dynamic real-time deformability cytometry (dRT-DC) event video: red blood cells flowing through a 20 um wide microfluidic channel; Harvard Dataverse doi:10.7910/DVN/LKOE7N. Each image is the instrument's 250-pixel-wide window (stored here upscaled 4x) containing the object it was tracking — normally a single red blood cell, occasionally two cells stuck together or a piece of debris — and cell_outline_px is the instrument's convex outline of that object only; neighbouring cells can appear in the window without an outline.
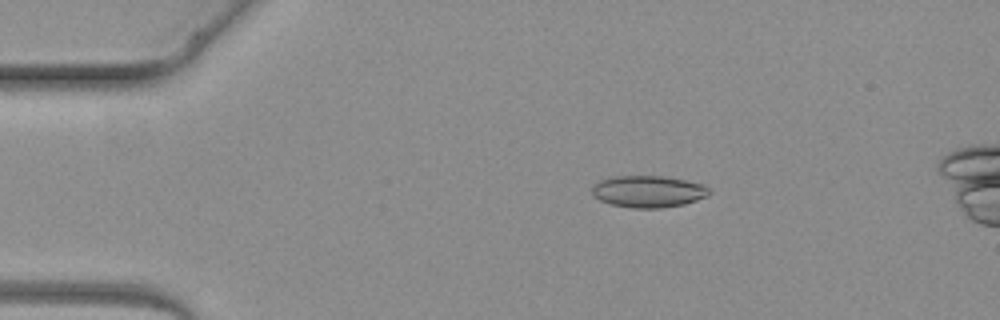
{"species": "common noctule bat (a hibernating species)", "species_latin": "Nyctalus noctula", "temperature_condition": "warm", "stored_images_in_passage": 5, "camera_frame_rate_fps": 3000, "um_per_image_px": 0.085, "animal": {"sex": "female", "body_mass_g": 19.3, "forearm_length_mm": 54.1}, "frame": {"image": 1, "passage_image": 3, "time_ms": 2.333, "image_size_px": [1000, 320], "cell_outline_px": [[712, 192], [708, 196], [684, 204], [660, 208], [632, 208], [612, 204], [600, 200], [592, 196], [592, 188], [600, 180], [616, 176], [664, 176], [704, 184]], "centroid_in_image_um": [55.12, 16.28], "position_along_channel_um": 29.9, "area_um2": 21.68}}